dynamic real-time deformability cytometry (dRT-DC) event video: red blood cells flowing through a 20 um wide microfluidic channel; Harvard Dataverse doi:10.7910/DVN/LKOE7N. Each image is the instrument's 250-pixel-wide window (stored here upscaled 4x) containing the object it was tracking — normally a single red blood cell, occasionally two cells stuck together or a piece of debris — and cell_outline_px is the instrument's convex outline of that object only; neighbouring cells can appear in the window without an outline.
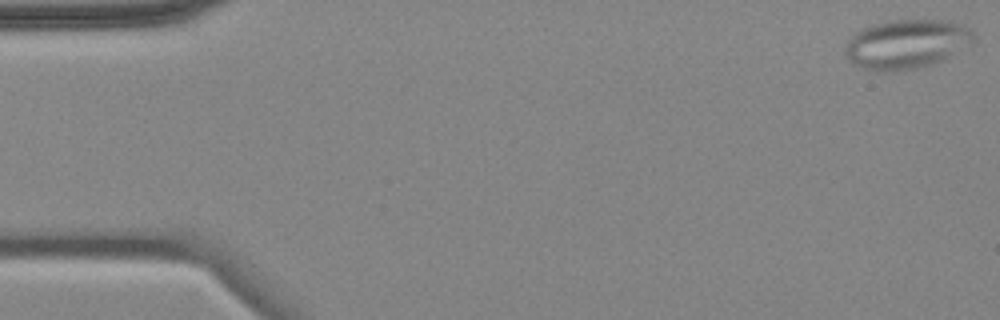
{"species": "common noctule bat (a hibernating species)", "species_latin": "Nyctalus noctula", "temperature_condition": "cold", "stored_images_in_passage": 4, "camera_frame_rate_fps": 3000, "um_per_image_px": 0.085, "animal": {"sex": "female", "body_mass_g": 18.4}, "frame": {"image": 1, "passage_image": 1, "time_ms": 0.0, "image_size_px": [1000, 320], "cell_outline_px": [[976, 40], [972, 44], [944, 60], [932, 64], [916, 68], [888, 72], [876, 72], [864, 68], [856, 64], [844, 52], [848, 40], [856, 32], [872, 24], [892, 20], [948, 20], [964, 24], [972, 28], [976, 36]], "centroid_in_image_um": [77.14, 3.73], "position_along_channel_um": 7.9, "area_um2": 37.17}}